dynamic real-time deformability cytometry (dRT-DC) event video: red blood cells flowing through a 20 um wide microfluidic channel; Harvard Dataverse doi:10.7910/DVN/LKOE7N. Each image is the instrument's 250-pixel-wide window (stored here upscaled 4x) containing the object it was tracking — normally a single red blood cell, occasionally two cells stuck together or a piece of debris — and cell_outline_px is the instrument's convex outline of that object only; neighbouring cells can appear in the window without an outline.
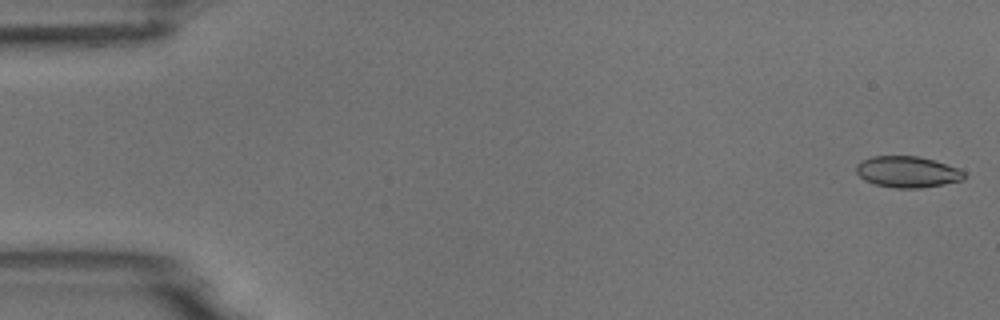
{"species": "common noctule bat (a hibernating species)", "species_latin": "Nyctalus noctula", "temperature_condition": "room temperature", "stored_images_in_passage": 53, "camera_frame_rate_fps": 3000, "um_per_image_px": 0.085, "animal": {"sex": "male", "body_mass_g": 18.8}, "frame": {"image": 1, "passage_image": 1, "time_ms": 0.0, "image_size_px": [1000, 320], "cell_outline_px": [[964, 180], [944, 184], [920, 188], [896, 188], [876, 184], [864, 180], [856, 172], [856, 164], [860, 160], [872, 156], [920, 156], [956, 168], [964, 172]], "centroid_in_image_um": [77.09, 14.61], "position_along_channel_um": 7.9, "area_um2": 19.54}}
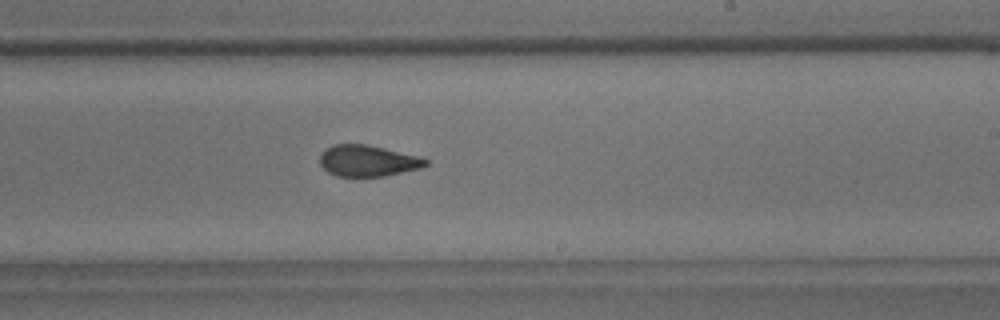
{"frame": {"image": 2, "passage_image": 32, "time_ms": 10.333, "image_size_px": [1000, 320], "cell_outline_px": [[428, 164], [420, 168], [384, 176], [336, 176], [328, 172], [320, 164], [320, 156], [332, 144], [368, 144], [420, 156], [428, 160]], "centroid_in_image_um": [31.28, 13.66], "position_along_channel_um": 257.7, "area_um2": 19.19}}
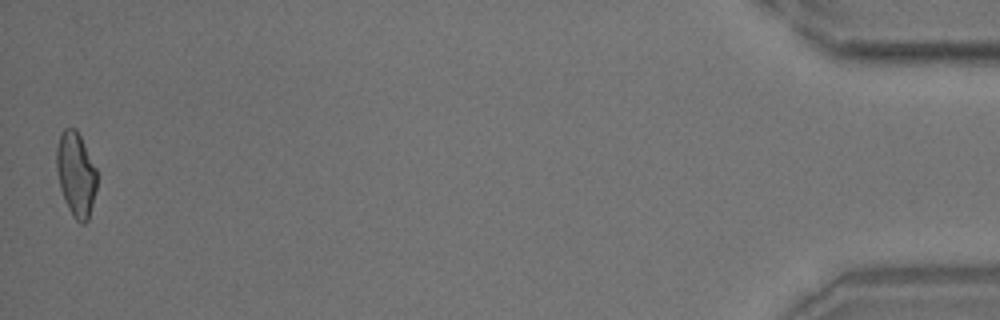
{"frame": {"image": 3, "passage_image": 53, "time_ms": 17.333, "image_size_px": [1000, 320], "cell_outline_px": [[96, 188], [88, 220], [84, 224], [80, 224], [72, 216], [64, 200], [60, 188], [56, 168], [56, 148], [60, 132], [64, 128], [76, 128], [96, 168]], "centroid_in_image_um": [6.43, 14.81], "position_along_channel_um": 428.8, "area_um2": 19.88}, "authors_computed_cell_mechanics": {"area_um2": 19.8832, "velocity_mm_per_s": 3.7664, "shape_relaxation_time_tau1_ms": 5.2841, "shape_relaxation_time_tau2_ms": 1.5308, "deformation_change_tau1": 0.1394, "deformation_change_tau2": 0.0603}}